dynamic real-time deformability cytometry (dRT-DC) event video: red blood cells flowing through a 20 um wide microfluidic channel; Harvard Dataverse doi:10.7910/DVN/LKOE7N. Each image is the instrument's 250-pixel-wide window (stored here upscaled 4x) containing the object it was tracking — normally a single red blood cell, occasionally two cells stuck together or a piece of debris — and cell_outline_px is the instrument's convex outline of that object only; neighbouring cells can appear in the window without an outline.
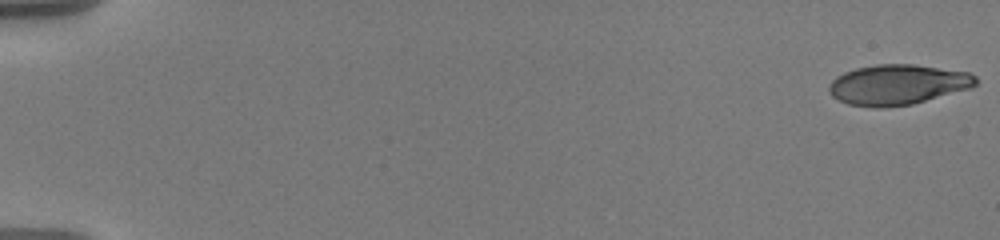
{"species": "human", "species_latin": "Homo sapiens", "temperature_condition": "warm", "stored_images_in_passage": 28, "camera_frame_rate_fps": 3000, "um_per_image_px": 0.085, "donor": {"sex": "male"}, "frame": {"image": 1, "passage_image": 1, "time_ms": 0.0, "image_size_px": [1000, 240], "cell_outline_px": [[976, 84], [972, 88], [912, 104], [884, 108], [876, 108], [848, 104], [832, 96], [828, 92], [828, 84], [836, 76], [844, 72], [856, 68], [876, 64], [916, 64], [968, 72], [976, 76]], "centroid_in_image_um": [76.29, 7.19], "position_along_channel_um": 8.7, "area_um2": 34.68}}
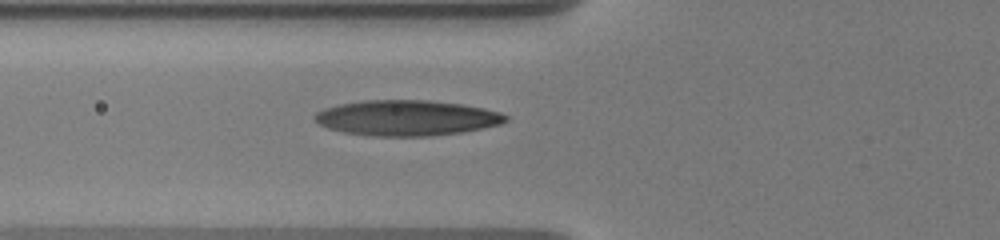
{"frame": {"image": 2, "passage_image": 19, "time_ms": 7.333, "image_size_px": [1000, 240], "cell_outline_px": [[508, 120], [500, 124], [484, 128], [464, 132], [432, 136], [368, 136], [344, 132], [328, 128], [320, 124], [312, 116], [316, 112], [324, 108], [340, 104], [364, 100], [428, 100], [464, 104], [484, 108], [500, 112], [508, 116]], "centroid_in_image_um": [34.59, 10.02], "position_along_channel_um": 91.2, "area_um2": 39.77}}
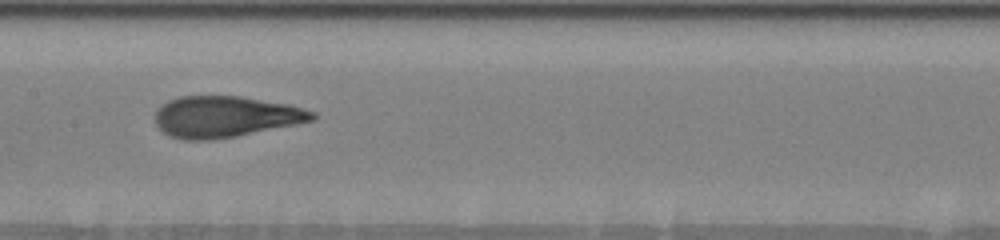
{"frame": {"image": 3, "passage_image": 27, "time_ms": 10.0, "image_size_px": [1000, 240], "cell_outline_px": [[316, 120], [236, 136], [212, 140], [184, 140], [168, 136], [156, 124], [156, 108], [160, 104], [168, 100], [180, 96], [240, 96], [288, 104], [316, 112]], "centroid_in_image_um": [19.14, 9.92], "position_along_channel_um": 188.3, "area_um2": 37.86}}